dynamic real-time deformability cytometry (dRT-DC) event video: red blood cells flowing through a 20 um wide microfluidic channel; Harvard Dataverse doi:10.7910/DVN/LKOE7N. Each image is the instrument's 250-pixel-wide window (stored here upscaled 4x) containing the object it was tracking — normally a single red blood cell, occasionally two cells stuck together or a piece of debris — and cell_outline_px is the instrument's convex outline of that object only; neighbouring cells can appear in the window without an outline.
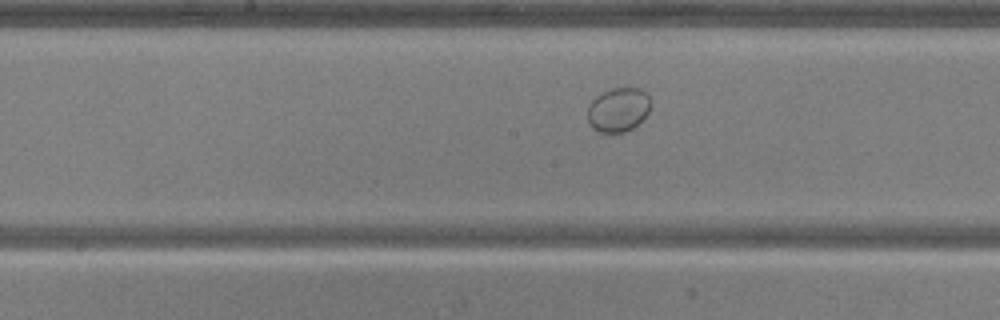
{"species": "common noctule bat (a hibernating species)", "species_latin": "Nyctalus noctula", "temperature_condition": "warm", "stored_images_in_passage": 24, "camera_frame_rate_fps": 3000, "um_per_image_px": 0.085, "animal": {"sex": "male", "body_mass_g": 20.5, "forearm_length_mm": 52.5}, "frame": {"image": 1, "passage_image": 21, "time_ms": 6.667, "image_size_px": [1000, 320], "cell_outline_px": [[648, 112], [632, 128], [624, 132], [600, 132], [592, 128], [588, 120], [588, 104], [596, 96], [612, 88], [640, 88], [648, 92]], "centroid_in_image_um": [52.52, 9.31], "position_along_channel_um": 195.7, "area_um2": 15.95}}